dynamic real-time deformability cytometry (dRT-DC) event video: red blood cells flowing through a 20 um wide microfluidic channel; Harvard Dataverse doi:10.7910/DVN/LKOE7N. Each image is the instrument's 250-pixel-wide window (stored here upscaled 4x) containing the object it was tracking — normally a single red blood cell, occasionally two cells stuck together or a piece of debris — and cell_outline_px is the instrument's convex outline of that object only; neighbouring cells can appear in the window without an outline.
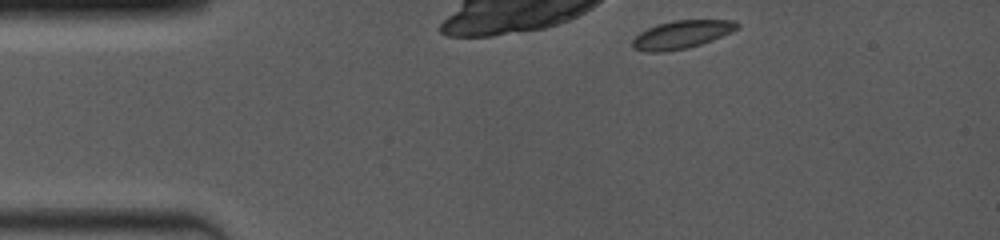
{"species": "common noctule bat (a hibernating species)", "species_latin": "Nyctalus noctula", "temperature_condition": "room temperature", "stored_images_in_passage": 27, "camera_frame_rate_fps": 4000, "um_per_image_px": 0.085, "animal": {"sex": "female", "body_mass_g": 19.0, "forearm_length_mm": 53.3}, "frame": {"image": 1, "passage_image": 1, "time_ms": 0.0, "image_size_px": [1000, 240], "cell_outline_px": [[740, 28], [732, 32], [712, 40], [688, 48], [664, 52], [648, 52], [632, 48], [632, 40], [640, 32], [656, 24], [672, 20], [736, 20], [740, 24]], "centroid_in_image_um": [57.96, 2.93], "position_along_channel_um": 27.0, "area_um2": 17.28}}
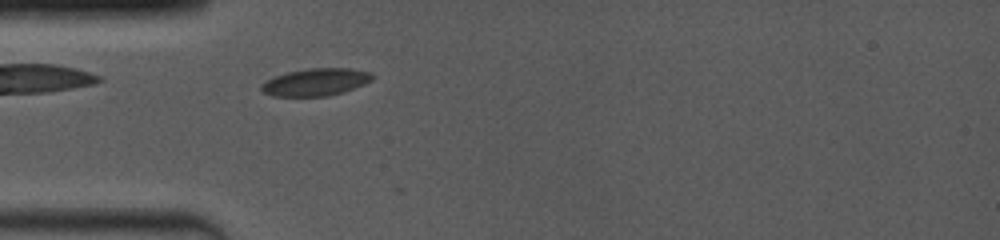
{"frame": {"image": 2, "passage_image": 17, "time_ms": 2.25, "image_size_px": [1000, 240], "cell_outline_px": [[376, 76], [372, 80], [364, 84], [344, 92], [328, 96], [272, 96], [264, 92], [260, 88], [260, 84], [276, 76], [288, 72], [308, 68], [348, 68], [372, 72]], "centroid_in_image_um": [26.88, 6.97], "position_along_channel_um": 58.1, "area_um2": 17.74}}
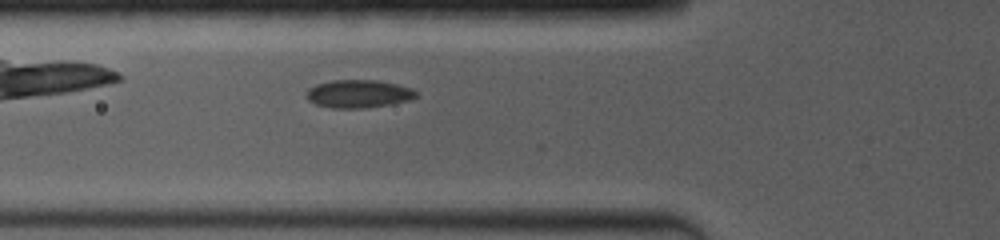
{"frame": {"image": 3, "passage_image": 24, "time_ms": 3.25, "image_size_px": [1000, 240], "cell_outline_px": [[416, 96], [408, 100], [392, 104], [368, 108], [332, 108], [316, 104], [308, 100], [304, 96], [308, 88], [316, 84], [332, 80], [376, 80], [396, 84], [412, 88], [416, 92]], "centroid_in_image_um": [30.43, 7.97], "position_along_channel_um": 95.4, "area_um2": 17.98}}